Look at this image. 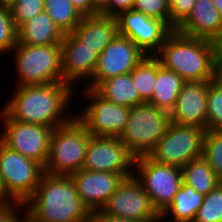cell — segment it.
<instances>
[{"label":"cell","mask_w":222,"mask_h":222,"mask_svg":"<svg viewBox=\"0 0 222 222\" xmlns=\"http://www.w3.org/2000/svg\"><path fill=\"white\" fill-rule=\"evenodd\" d=\"M73 89L74 87L66 82L17 87L13 97L5 105V114L16 121L54 129L74 117L64 116L71 103L70 99H73Z\"/></svg>","instance_id":"obj_1"},{"label":"cell","mask_w":222,"mask_h":222,"mask_svg":"<svg viewBox=\"0 0 222 222\" xmlns=\"http://www.w3.org/2000/svg\"><path fill=\"white\" fill-rule=\"evenodd\" d=\"M24 209L40 222H89L91 212L70 176L44 173Z\"/></svg>","instance_id":"obj_2"},{"label":"cell","mask_w":222,"mask_h":222,"mask_svg":"<svg viewBox=\"0 0 222 222\" xmlns=\"http://www.w3.org/2000/svg\"><path fill=\"white\" fill-rule=\"evenodd\" d=\"M154 56L160 65L186 82L213 81L216 65L213 41L184 35L175 29Z\"/></svg>","instance_id":"obj_3"},{"label":"cell","mask_w":222,"mask_h":222,"mask_svg":"<svg viewBox=\"0 0 222 222\" xmlns=\"http://www.w3.org/2000/svg\"><path fill=\"white\" fill-rule=\"evenodd\" d=\"M77 116L53 129L44 173L69 176L83 168L91 135Z\"/></svg>","instance_id":"obj_4"},{"label":"cell","mask_w":222,"mask_h":222,"mask_svg":"<svg viewBox=\"0 0 222 222\" xmlns=\"http://www.w3.org/2000/svg\"><path fill=\"white\" fill-rule=\"evenodd\" d=\"M171 123L170 113L148 102L130 109L126 127L119 137L135 157L148 155Z\"/></svg>","instance_id":"obj_5"},{"label":"cell","mask_w":222,"mask_h":222,"mask_svg":"<svg viewBox=\"0 0 222 222\" xmlns=\"http://www.w3.org/2000/svg\"><path fill=\"white\" fill-rule=\"evenodd\" d=\"M12 51L15 52V67L19 76L18 87L64 82L60 44L40 46L17 43Z\"/></svg>","instance_id":"obj_6"},{"label":"cell","mask_w":222,"mask_h":222,"mask_svg":"<svg viewBox=\"0 0 222 222\" xmlns=\"http://www.w3.org/2000/svg\"><path fill=\"white\" fill-rule=\"evenodd\" d=\"M133 169L136 171L133 176L149 195L154 209L161 215L182 185V168L156 162L146 155L135 158Z\"/></svg>","instance_id":"obj_7"},{"label":"cell","mask_w":222,"mask_h":222,"mask_svg":"<svg viewBox=\"0 0 222 222\" xmlns=\"http://www.w3.org/2000/svg\"><path fill=\"white\" fill-rule=\"evenodd\" d=\"M206 129L173 122L148 156L159 163L182 168L191 160L202 157Z\"/></svg>","instance_id":"obj_8"},{"label":"cell","mask_w":222,"mask_h":222,"mask_svg":"<svg viewBox=\"0 0 222 222\" xmlns=\"http://www.w3.org/2000/svg\"><path fill=\"white\" fill-rule=\"evenodd\" d=\"M43 174L41 164L0 141V175L7 192L17 202H25L35 192Z\"/></svg>","instance_id":"obj_9"},{"label":"cell","mask_w":222,"mask_h":222,"mask_svg":"<svg viewBox=\"0 0 222 222\" xmlns=\"http://www.w3.org/2000/svg\"><path fill=\"white\" fill-rule=\"evenodd\" d=\"M0 111L4 119L2 120L4 130L0 135V141L9 149L37 161L44 167L48 158L53 128L10 119L5 114V106Z\"/></svg>","instance_id":"obj_10"},{"label":"cell","mask_w":222,"mask_h":222,"mask_svg":"<svg viewBox=\"0 0 222 222\" xmlns=\"http://www.w3.org/2000/svg\"><path fill=\"white\" fill-rule=\"evenodd\" d=\"M90 104L77 117L91 136L120 137L130 114L129 107L120 106L101 97L94 89L83 91Z\"/></svg>","instance_id":"obj_11"},{"label":"cell","mask_w":222,"mask_h":222,"mask_svg":"<svg viewBox=\"0 0 222 222\" xmlns=\"http://www.w3.org/2000/svg\"><path fill=\"white\" fill-rule=\"evenodd\" d=\"M100 210L128 220L160 222L149 195L134 176L124 179Z\"/></svg>","instance_id":"obj_12"},{"label":"cell","mask_w":222,"mask_h":222,"mask_svg":"<svg viewBox=\"0 0 222 222\" xmlns=\"http://www.w3.org/2000/svg\"><path fill=\"white\" fill-rule=\"evenodd\" d=\"M135 157L119 137L90 136L82 169L133 176Z\"/></svg>","instance_id":"obj_13"},{"label":"cell","mask_w":222,"mask_h":222,"mask_svg":"<svg viewBox=\"0 0 222 222\" xmlns=\"http://www.w3.org/2000/svg\"><path fill=\"white\" fill-rule=\"evenodd\" d=\"M118 34L131 39L146 55L154 56L173 29L163 20L133 9L117 17Z\"/></svg>","instance_id":"obj_14"},{"label":"cell","mask_w":222,"mask_h":222,"mask_svg":"<svg viewBox=\"0 0 222 222\" xmlns=\"http://www.w3.org/2000/svg\"><path fill=\"white\" fill-rule=\"evenodd\" d=\"M147 56L131 39L117 34L99 54L93 78L86 88L95 89L102 81L130 73Z\"/></svg>","instance_id":"obj_15"},{"label":"cell","mask_w":222,"mask_h":222,"mask_svg":"<svg viewBox=\"0 0 222 222\" xmlns=\"http://www.w3.org/2000/svg\"><path fill=\"white\" fill-rule=\"evenodd\" d=\"M90 212L100 210L126 179L122 174L81 169L69 175Z\"/></svg>","instance_id":"obj_16"},{"label":"cell","mask_w":222,"mask_h":222,"mask_svg":"<svg viewBox=\"0 0 222 222\" xmlns=\"http://www.w3.org/2000/svg\"><path fill=\"white\" fill-rule=\"evenodd\" d=\"M208 81L185 82L170 112L171 122L206 129Z\"/></svg>","instance_id":"obj_17"},{"label":"cell","mask_w":222,"mask_h":222,"mask_svg":"<svg viewBox=\"0 0 222 222\" xmlns=\"http://www.w3.org/2000/svg\"><path fill=\"white\" fill-rule=\"evenodd\" d=\"M60 46L63 81L73 87L80 78L92 79L98 55L92 49L82 46L70 33L64 35Z\"/></svg>","instance_id":"obj_18"},{"label":"cell","mask_w":222,"mask_h":222,"mask_svg":"<svg viewBox=\"0 0 222 222\" xmlns=\"http://www.w3.org/2000/svg\"><path fill=\"white\" fill-rule=\"evenodd\" d=\"M82 46L92 49L98 56L118 34L115 16L103 14L83 16L70 33Z\"/></svg>","instance_id":"obj_19"},{"label":"cell","mask_w":222,"mask_h":222,"mask_svg":"<svg viewBox=\"0 0 222 222\" xmlns=\"http://www.w3.org/2000/svg\"><path fill=\"white\" fill-rule=\"evenodd\" d=\"M176 30L184 35L213 41L222 31V17L213 0H196L192 12Z\"/></svg>","instance_id":"obj_20"},{"label":"cell","mask_w":222,"mask_h":222,"mask_svg":"<svg viewBox=\"0 0 222 222\" xmlns=\"http://www.w3.org/2000/svg\"><path fill=\"white\" fill-rule=\"evenodd\" d=\"M64 34L44 11L17 28V43L28 45L61 44Z\"/></svg>","instance_id":"obj_21"},{"label":"cell","mask_w":222,"mask_h":222,"mask_svg":"<svg viewBox=\"0 0 222 222\" xmlns=\"http://www.w3.org/2000/svg\"><path fill=\"white\" fill-rule=\"evenodd\" d=\"M185 82L180 75L160 65L157 59V77L148 103L170 113Z\"/></svg>","instance_id":"obj_22"},{"label":"cell","mask_w":222,"mask_h":222,"mask_svg":"<svg viewBox=\"0 0 222 222\" xmlns=\"http://www.w3.org/2000/svg\"><path fill=\"white\" fill-rule=\"evenodd\" d=\"M94 90L104 99L120 106L132 108L144 103L138 94L131 73L108 78Z\"/></svg>","instance_id":"obj_23"},{"label":"cell","mask_w":222,"mask_h":222,"mask_svg":"<svg viewBox=\"0 0 222 222\" xmlns=\"http://www.w3.org/2000/svg\"><path fill=\"white\" fill-rule=\"evenodd\" d=\"M205 195L182 182L180 189L174 196L172 203L160 215V222L171 216V222H193L198 209L204 201Z\"/></svg>","instance_id":"obj_24"},{"label":"cell","mask_w":222,"mask_h":222,"mask_svg":"<svg viewBox=\"0 0 222 222\" xmlns=\"http://www.w3.org/2000/svg\"><path fill=\"white\" fill-rule=\"evenodd\" d=\"M183 182L195 189L200 194L206 195L219 184L220 179L203 158L191 160L182 167Z\"/></svg>","instance_id":"obj_25"},{"label":"cell","mask_w":222,"mask_h":222,"mask_svg":"<svg viewBox=\"0 0 222 222\" xmlns=\"http://www.w3.org/2000/svg\"><path fill=\"white\" fill-rule=\"evenodd\" d=\"M44 8L64 35L71 33L83 17L70 0H44Z\"/></svg>","instance_id":"obj_26"},{"label":"cell","mask_w":222,"mask_h":222,"mask_svg":"<svg viewBox=\"0 0 222 222\" xmlns=\"http://www.w3.org/2000/svg\"><path fill=\"white\" fill-rule=\"evenodd\" d=\"M130 73L140 98L144 102H148L151 99L157 77V58L155 56H145Z\"/></svg>","instance_id":"obj_27"},{"label":"cell","mask_w":222,"mask_h":222,"mask_svg":"<svg viewBox=\"0 0 222 222\" xmlns=\"http://www.w3.org/2000/svg\"><path fill=\"white\" fill-rule=\"evenodd\" d=\"M202 157L214 173L222 179V130L206 131Z\"/></svg>","instance_id":"obj_28"},{"label":"cell","mask_w":222,"mask_h":222,"mask_svg":"<svg viewBox=\"0 0 222 222\" xmlns=\"http://www.w3.org/2000/svg\"><path fill=\"white\" fill-rule=\"evenodd\" d=\"M193 222H222V183L205 195Z\"/></svg>","instance_id":"obj_29"},{"label":"cell","mask_w":222,"mask_h":222,"mask_svg":"<svg viewBox=\"0 0 222 222\" xmlns=\"http://www.w3.org/2000/svg\"><path fill=\"white\" fill-rule=\"evenodd\" d=\"M222 130V89L208 81L206 131Z\"/></svg>","instance_id":"obj_30"},{"label":"cell","mask_w":222,"mask_h":222,"mask_svg":"<svg viewBox=\"0 0 222 222\" xmlns=\"http://www.w3.org/2000/svg\"><path fill=\"white\" fill-rule=\"evenodd\" d=\"M8 5L16 28L45 11L44 0H10Z\"/></svg>","instance_id":"obj_31"},{"label":"cell","mask_w":222,"mask_h":222,"mask_svg":"<svg viewBox=\"0 0 222 222\" xmlns=\"http://www.w3.org/2000/svg\"><path fill=\"white\" fill-rule=\"evenodd\" d=\"M17 44L15 27L8 3H0V54L11 52Z\"/></svg>","instance_id":"obj_32"},{"label":"cell","mask_w":222,"mask_h":222,"mask_svg":"<svg viewBox=\"0 0 222 222\" xmlns=\"http://www.w3.org/2000/svg\"><path fill=\"white\" fill-rule=\"evenodd\" d=\"M133 10L165 21L170 26L169 0H134Z\"/></svg>","instance_id":"obj_33"},{"label":"cell","mask_w":222,"mask_h":222,"mask_svg":"<svg viewBox=\"0 0 222 222\" xmlns=\"http://www.w3.org/2000/svg\"><path fill=\"white\" fill-rule=\"evenodd\" d=\"M196 0H169L170 27L175 30L192 12Z\"/></svg>","instance_id":"obj_34"},{"label":"cell","mask_w":222,"mask_h":222,"mask_svg":"<svg viewBox=\"0 0 222 222\" xmlns=\"http://www.w3.org/2000/svg\"><path fill=\"white\" fill-rule=\"evenodd\" d=\"M133 5L134 0H109L100 14L117 17L121 12L131 10Z\"/></svg>","instance_id":"obj_35"},{"label":"cell","mask_w":222,"mask_h":222,"mask_svg":"<svg viewBox=\"0 0 222 222\" xmlns=\"http://www.w3.org/2000/svg\"><path fill=\"white\" fill-rule=\"evenodd\" d=\"M24 207V202H15L10 205H0V222H21L22 219L17 217V208ZM17 207V208H14Z\"/></svg>","instance_id":"obj_36"},{"label":"cell","mask_w":222,"mask_h":222,"mask_svg":"<svg viewBox=\"0 0 222 222\" xmlns=\"http://www.w3.org/2000/svg\"><path fill=\"white\" fill-rule=\"evenodd\" d=\"M73 6L83 15H96L100 12L93 6L92 0H70Z\"/></svg>","instance_id":"obj_37"},{"label":"cell","mask_w":222,"mask_h":222,"mask_svg":"<svg viewBox=\"0 0 222 222\" xmlns=\"http://www.w3.org/2000/svg\"><path fill=\"white\" fill-rule=\"evenodd\" d=\"M89 222H139L135 220H128L120 217H115L103 213L101 210L91 212Z\"/></svg>","instance_id":"obj_38"},{"label":"cell","mask_w":222,"mask_h":222,"mask_svg":"<svg viewBox=\"0 0 222 222\" xmlns=\"http://www.w3.org/2000/svg\"><path fill=\"white\" fill-rule=\"evenodd\" d=\"M17 202L6 190L3 179L0 175V205H10Z\"/></svg>","instance_id":"obj_39"},{"label":"cell","mask_w":222,"mask_h":222,"mask_svg":"<svg viewBox=\"0 0 222 222\" xmlns=\"http://www.w3.org/2000/svg\"><path fill=\"white\" fill-rule=\"evenodd\" d=\"M214 51H215V61L216 63H222V31L213 40Z\"/></svg>","instance_id":"obj_40"},{"label":"cell","mask_w":222,"mask_h":222,"mask_svg":"<svg viewBox=\"0 0 222 222\" xmlns=\"http://www.w3.org/2000/svg\"><path fill=\"white\" fill-rule=\"evenodd\" d=\"M213 82L222 89V63H216Z\"/></svg>","instance_id":"obj_41"},{"label":"cell","mask_w":222,"mask_h":222,"mask_svg":"<svg viewBox=\"0 0 222 222\" xmlns=\"http://www.w3.org/2000/svg\"><path fill=\"white\" fill-rule=\"evenodd\" d=\"M109 0H92L93 6L101 12L108 4Z\"/></svg>","instance_id":"obj_42"},{"label":"cell","mask_w":222,"mask_h":222,"mask_svg":"<svg viewBox=\"0 0 222 222\" xmlns=\"http://www.w3.org/2000/svg\"><path fill=\"white\" fill-rule=\"evenodd\" d=\"M24 213H26V214L24 215V218H22V221H21V222H40V221H38L37 219H35L32 215H30V214L27 212V210H26V212H24Z\"/></svg>","instance_id":"obj_43"},{"label":"cell","mask_w":222,"mask_h":222,"mask_svg":"<svg viewBox=\"0 0 222 222\" xmlns=\"http://www.w3.org/2000/svg\"><path fill=\"white\" fill-rule=\"evenodd\" d=\"M216 8L219 10L222 17V0H213Z\"/></svg>","instance_id":"obj_44"},{"label":"cell","mask_w":222,"mask_h":222,"mask_svg":"<svg viewBox=\"0 0 222 222\" xmlns=\"http://www.w3.org/2000/svg\"><path fill=\"white\" fill-rule=\"evenodd\" d=\"M10 0H0V3H8Z\"/></svg>","instance_id":"obj_45"}]
</instances>
